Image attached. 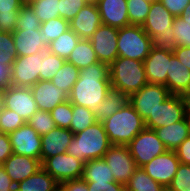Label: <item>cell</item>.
Instances as JSON below:
<instances>
[{"mask_svg": "<svg viewBox=\"0 0 190 191\" xmlns=\"http://www.w3.org/2000/svg\"><path fill=\"white\" fill-rule=\"evenodd\" d=\"M174 18L159 0L152 2L141 27L152 38L153 46L170 50L176 48L175 30L172 27Z\"/></svg>", "mask_w": 190, "mask_h": 191, "instance_id": "cell-5", "label": "cell"}, {"mask_svg": "<svg viewBox=\"0 0 190 191\" xmlns=\"http://www.w3.org/2000/svg\"><path fill=\"white\" fill-rule=\"evenodd\" d=\"M179 165L180 161L175 151L167 150L154 157L142 168L153 180L167 187L171 184Z\"/></svg>", "mask_w": 190, "mask_h": 191, "instance_id": "cell-15", "label": "cell"}, {"mask_svg": "<svg viewBox=\"0 0 190 191\" xmlns=\"http://www.w3.org/2000/svg\"><path fill=\"white\" fill-rule=\"evenodd\" d=\"M187 115L186 96L170 95L165 101L159 103L153 114L144 121L149 129L168 126L181 121Z\"/></svg>", "mask_w": 190, "mask_h": 191, "instance_id": "cell-8", "label": "cell"}, {"mask_svg": "<svg viewBox=\"0 0 190 191\" xmlns=\"http://www.w3.org/2000/svg\"><path fill=\"white\" fill-rule=\"evenodd\" d=\"M66 61L79 70L99 62L89 39H80Z\"/></svg>", "mask_w": 190, "mask_h": 191, "instance_id": "cell-29", "label": "cell"}, {"mask_svg": "<svg viewBox=\"0 0 190 191\" xmlns=\"http://www.w3.org/2000/svg\"><path fill=\"white\" fill-rule=\"evenodd\" d=\"M43 52L17 57L11 66L10 85L31 88L39 81Z\"/></svg>", "mask_w": 190, "mask_h": 191, "instance_id": "cell-9", "label": "cell"}, {"mask_svg": "<svg viewBox=\"0 0 190 191\" xmlns=\"http://www.w3.org/2000/svg\"><path fill=\"white\" fill-rule=\"evenodd\" d=\"M15 187L18 191H59V183L42 167Z\"/></svg>", "mask_w": 190, "mask_h": 191, "instance_id": "cell-27", "label": "cell"}, {"mask_svg": "<svg viewBox=\"0 0 190 191\" xmlns=\"http://www.w3.org/2000/svg\"><path fill=\"white\" fill-rule=\"evenodd\" d=\"M162 188L143 168H137L125 184V191H162Z\"/></svg>", "mask_w": 190, "mask_h": 191, "instance_id": "cell-31", "label": "cell"}, {"mask_svg": "<svg viewBox=\"0 0 190 191\" xmlns=\"http://www.w3.org/2000/svg\"><path fill=\"white\" fill-rule=\"evenodd\" d=\"M17 58V50L12 33L0 32V64L11 68Z\"/></svg>", "mask_w": 190, "mask_h": 191, "instance_id": "cell-38", "label": "cell"}, {"mask_svg": "<svg viewBox=\"0 0 190 191\" xmlns=\"http://www.w3.org/2000/svg\"><path fill=\"white\" fill-rule=\"evenodd\" d=\"M86 5L84 0H59V16L70 23Z\"/></svg>", "mask_w": 190, "mask_h": 191, "instance_id": "cell-45", "label": "cell"}, {"mask_svg": "<svg viewBox=\"0 0 190 191\" xmlns=\"http://www.w3.org/2000/svg\"><path fill=\"white\" fill-rule=\"evenodd\" d=\"M3 89L0 88V108L2 107Z\"/></svg>", "mask_w": 190, "mask_h": 191, "instance_id": "cell-60", "label": "cell"}, {"mask_svg": "<svg viewBox=\"0 0 190 191\" xmlns=\"http://www.w3.org/2000/svg\"><path fill=\"white\" fill-rule=\"evenodd\" d=\"M127 147L138 168H142L154 157L167 151L156 132L146 127L133 138Z\"/></svg>", "mask_w": 190, "mask_h": 191, "instance_id": "cell-7", "label": "cell"}, {"mask_svg": "<svg viewBox=\"0 0 190 191\" xmlns=\"http://www.w3.org/2000/svg\"><path fill=\"white\" fill-rule=\"evenodd\" d=\"M29 125L40 135L48 133L56 127L50 112L37 110L27 121Z\"/></svg>", "mask_w": 190, "mask_h": 191, "instance_id": "cell-40", "label": "cell"}, {"mask_svg": "<svg viewBox=\"0 0 190 191\" xmlns=\"http://www.w3.org/2000/svg\"><path fill=\"white\" fill-rule=\"evenodd\" d=\"M180 17L185 22L190 23V3L184 8V10H183L182 14L180 15Z\"/></svg>", "mask_w": 190, "mask_h": 191, "instance_id": "cell-56", "label": "cell"}, {"mask_svg": "<svg viewBox=\"0 0 190 191\" xmlns=\"http://www.w3.org/2000/svg\"><path fill=\"white\" fill-rule=\"evenodd\" d=\"M186 101H187V116L190 119V95L186 96Z\"/></svg>", "mask_w": 190, "mask_h": 191, "instance_id": "cell-57", "label": "cell"}, {"mask_svg": "<svg viewBox=\"0 0 190 191\" xmlns=\"http://www.w3.org/2000/svg\"><path fill=\"white\" fill-rule=\"evenodd\" d=\"M73 132L70 129L55 127L48 133L41 136V164L50 157L57 154L66 153L68 145L73 138Z\"/></svg>", "mask_w": 190, "mask_h": 191, "instance_id": "cell-18", "label": "cell"}, {"mask_svg": "<svg viewBox=\"0 0 190 191\" xmlns=\"http://www.w3.org/2000/svg\"><path fill=\"white\" fill-rule=\"evenodd\" d=\"M84 162L67 152L47 158L41 167L59 184L67 180L80 179L83 174Z\"/></svg>", "mask_w": 190, "mask_h": 191, "instance_id": "cell-11", "label": "cell"}, {"mask_svg": "<svg viewBox=\"0 0 190 191\" xmlns=\"http://www.w3.org/2000/svg\"><path fill=\"white\" fill-rule=\"evenodd\" d=\"M81 38L70 28L48 45V51L67 60Z\"/></svg>", "mask_w": 190, "mask_h": 191, "instance_id": "cell-30", "label": "cell"}, {"mask_svg": "<svg viewBox=\"0 0 190 191\" xmlns=\"http://www.w3.org/2000/svg\"><path fill=\"white\" fill-rule=\"evenodd\" d=\"M110 88L109 65L97 62L80 69L79 78L73 85L68 100L71 104L95 111Z\"/></svg>", "mask_w": 190, "mask_h": 191, "instance_id": "cell-1", "label": "cell"}, {"mask_svg": "<svg viewBox=\"0 0 190 191\" xmlns=\"http://www.w3.org/2000/svg\"><path fill=\"white\" fill-rule=\"evenodd\" d=\"M25 123L24 119L15 111L0 108V133L10 134Z\"/></svg>", "mask_w": 190, "mask_h": 191, "instance_id": "cell-39", "label": "cell"}, {"mask_svg": "<svg viewBox=\"0 0 190 191\" xmlns=\"http://www.w3.org/2000/svg\"><path fill=\"white\" fill-rule=\"evenodd\" d=\"M110 146L103 123L97 121L84 131L74 134L66 152L85 163L103 158Z\"/></svg>", "mask_w": 190, "mask_h": 191, "instance_id": "cell-2", "label": "cell"}, {"mask_svg": "<svg viewBox=\"0 0 190 191\" xmlns=\"http://www.w3.org/2000/svg\"><path fill=\"white\" fill-rule=\"evenodd\" d=\"M56 127L69 129L72 119V104L69 100L55 106L50 112Z\"/></svg>", "mask_w": 190, "mask_h": 191, "instance_id": "cell-41", "label": "cell"}, {"mask_svg": "<svg viewBox=\"0 0 190 191\" xmlns=\"http://www.w3.org/2000/svg\"><path fill=\"white\" fill-rule=\"evenodd\" d=\"M158 138L165 145L167 150L175 149L190 135V119L186 115L181 121L168 126L155 128Z\"/></svg>", "mask_w": 190, "mask_h": 191, "instance_id": "cell-25", "label": "cell"}, {"mask_svg": "<svg viewBox=\"0 0 190 191\" xmlns=\"http://www.w3.org/2000/svg\"><path fill=\"white\" fill-rule=\"evenodd\" d=\"M118 57L144 61L153 47L152 38L139 25H128L118 30Z\"/></svg>", "mask_w": 190, "mask_h": 191, "instance_id": "cell-6", "label": "cell"}, {"mask_svg": "<svg viewBox=\"0 0 190 191\" xmlns=\"http://www.w3.org/2000/svg\"><path fill=\"white\" fill-rule=\"evenodd\" d=\"M111 87L128 97L148 84L143 61L117 57L109 65Z\"/></svg>", "mask_w": 190, "mask_h": 191, "instance_id": "cell-4", "label": "cell"}, {"mask_svg": "<svg viewBox=\"0 0 190 191\" xmlns=\"http://www.w3.org/2000/svg\"><path fill=\"white\" fill-rule=\"evenodd\" d=\"M31 91L38 110L51 112L55 106L68 100V95L52 81L39 80L31 87Z\"/></svg>", "mask_w": 190, "mask_h": 191, "instance_id": "cell-19", "label": "cell"}, {"mask_svg": "<svg viewBox=\"0 0 190 191\" xmlns=\"http://www.w3.org/2000/svg\"><path fill=\"white\" fill-rule=\"evenodd\" d=\"M149 0H127V12L130 25L142 26L150 11Z\"/></svg>", "mask_w": 190, "mask_h": 191, "instance_id": "cell-35", "label": "cell"}, {"mask_svg": "<svg viewBox=\"0 0 190 191\" xmlns=\"http://www.w3.org/2000/svg\"><path fill=\"white\" fill-rule=\"evenodd\" d=\"M15 186L2 164H0V191H14Z\"/></svg>", "mask_w": 190, "mask_h": 191, "instance_id": "cell-54", "label": "cell"}, {"mask_svg": "<svg viewBox=\"0 0 190 191\" xmlns=\"http://www.w3.org/2000/svg\"><path fill=\"white\" fill-rule=\"evenodd\" d=\"M19 11L0 13V32L12 33L16 30V21Z\"/></svg>", "mask_w": 190, "mask_h": 191, "instance_id": "cell-46", "label": "cell"}, {"mask_svg": "<svg viewBox=\"0 0 190 191\" xmlns=\"http://www.w3.org/2000/svg\"><path fill=\"white\" fill-rule=\"evenodd\" d=\"M103 159L110 166L115 182L126 184L138 168L127 145H111Z\"/></svg>", "mask_w": 190, "mask_h": 191, "instance_id": "cell-12", "label": "cell"}, {"mask_svg": "<svg viewBox=\"0 0 190 191\" xmlns=\"http://www.w3.org/2000/svg\"><path fill=\"white\" fill-rule=\"evenodd\" d=\"M17 57H24L48 50L40 29L15 30L12 32Z\"/></svg>", "mask_w": 190, "mask_h": 191, "instance_id": "cell-24", "label": "cell"}, {"mask_svg": "<svg viewBox=\"0 0 190 191\" xmlns=\"http://www.w3.org/2000/svg\"><path fill=\"white\" fill-rule=\"evenodd\" d=\"M72 114L73 116L69 129L73 134L84 131L86 128L97 122L94 111H91L84 106L72 104Z\"/></svg>", "mask_w": 190, "mask_h": 191, "instance_id": "cell-33", "label": "cell"}, {"mask_svg": "<svg viewBox=\"0 0 190 191\" xmlns=\"http://www.w3.org/2000/svg\"><path fill=\"white\" fill-rule=\"evenodd\" d=\"M86 4L97 5L100 0H84Z\"/></svg>", "mask_w": 190, "mask_h": 191, "instance_id": "cell-58", "label": "cell"}, {"mask_svg": "<svg viewBox=\"0 0 190 191\" xmlns=\"http://www.w3.org/2000/svg\"><path fill=\"white\" fill-rule=\"evenodd\" d=\"M29 6L41 23L60 17L59 0H37Z\"/></svg>", "mask_w": 190, "mask_h": 191, "instance_id": "cell-36", "label": "cell"}, {"mask_svg": "<svg viewBox=\"0 0 190 191\" xmlns=\"http://www.w3.org/2000/svg\"><path fill=\"white\" fill-rule=\"evenodd\" d=\"M162 5L174 16H180L190 0H159Z\"/></svg>", "mask_w": 190, "mask_h": 191, "instance_id": "cell-48", "label": "cell"}, {"mask_svg": "<svg viewBox=\"0 0 190 191\" xmlns=\"http://www.w3.org/2000/svg\"><path fill=\"white\" fill-rule=\"evenodd\" d=\"M59 191H89L87 182L80 179L67 180L59 184Z\"/></svg>", "mask_w": 190, "mask_h": 191, "instance_id": "cell-49", "label": "cell"}, {"mask_svg": "<svg viewBox=\"0 0 190 191\" xmlns=\"http://www.w3.org/2000/svg\"><path fill=\"white\" fill-rule=\"evenodd\" d=\"M81 178L86 182H115L110 166L103 158L86 161Z\"/></svg>", "mask_w": 190, "mask_h": 191, "instance_id": "cell-28", "label": "cell"}, {"mask_svg": "<svg viewBox=\"0 0 190 191\" xmlns=\"http://www.w3.org/2000/svg\"><path fill=\"white\" fill-rule=\"evenodd\" d=\"M89 191H125V185L119 182H87Z\"/></svg>", "mask_w": 190, "mask_h": 191, "instance_id": "cell-47", "label": "cell"}, {"mask_svg": "<svg viewBox=\"0 0 190 191\" xmlns=\"http://www.w3.org/2000/svg\"><path fill=\"white\" fill-rule=\"evenodd\" d=\"M170 95L172 94L165 85L146 84L129 96V103L145 121L150 114L154 113L159 103L165 101Z\"/></svg>", "mask_w": 190, "mask_h": 191, "instance_id": "cell-10", "label": "cell"}, {"mask_svg": "<svg viewBox=\"0 0 190 191\" xmlns=\"http://www.w3.org/2000/svg\"><path fill=\"white\" fill-rule=\"evenodd\" d=\"M41 22L38 20L29 5H23L20 8L16 21V30L40 29Z\"/></svg>", "mask_w": 190, "mask_h": 191, "instance_id": "cell-42", "label": "cell"}, {"mask_svg": "<svg viewBox=\"0 0 190 191\" xmlns=\"http://www.w3.org/2000/svg\"><path fill=\"white\" fill-rule=\"evenodd\" d=\"M174 36L177 46L190 47V23L182 20L180 16H176L173 20Z\"/></svg>", "mask_w": 190, "mask_h": 191, "instance_id": "cell-43", "label": "cell"}, {"mask_svg": "<svg viewBox=\"0 0 190 191\" xmlns=\"http://www.w3.org/2000/svg\"><path fill=\"white\" fill-rule=\"evenodd\" d=\"M181 164L190 165V135L175 149Z\"/></svg>", "mask_w": 190, "mask_h": 191, "instance_id": "cell-50", "label": "cell"}, {"mask_svg": "<svg viewBox=\"0 0 190 191\" xmlns=\"http://www.w3.org/2000/svg\"><path fill=\"white\" fill-rule=\"evenodd\" d=\"M11 68L0 64V88L4 89L10 85Z\"/></svg>", "mask_w": 190, "mask_h": 191, "instance_id": "cell-55", "label": "cell"}, {"mask_svg": "<svg viewBox=\"0 0 190 191\" xmlns=\"http://www.w3.org/2000/svg\"><path fill=\"white\" fill-rule=\"evenodd\" d=\"M118 30L119 28L101 24L90 37L99 62L110 65L118 57Z\"/></svg>", "mask_w": 190, "mask_h": 191, "instance_id": "cell-14", "label": "cell"}, {"mask_svg": "<svg viewBox=\"0 0 190 191\" xmlns=\"http://www.w3.org/2000/svg\"><path fill=\"white\" fill-rule=\"evenodd\" d=\"M101 24V16L97 5L89 4L81 8L69 23L70 29L81 39H90Z\"/></svg>", "mask_w": 190, "mask_h": 191, "instance_id": "cell-21", "label": "cell"}, {"mask_svg": "<svg viewBox=\"0 0 190 191\" xmlns=\"http://www.w3.org/2000/svg\"><path fill=\"white\" fill-rule=\"evenodd\" d=\"M79 72L80 70L77 67L65 61L51 81L56 87L63 90L69 96L73 85L79 78Z\"/></svg>", "mask_w": 190, "mask_h": 191, "instance_id": "cell-32", "label": "cell"}, {"mask_svg": "<svg viewBox=\"0 0 190 191\" xmlns=\"http://www.w3.org/2000/svg\"><path fill=\"white\" fill-rule=\"evenodd\" d=\"M35 1H37V0H22L24 5H30V4H32Z\"/></svg>", "mask_w": 190, "mask_h": 191, "instance_id": "cell-59", "label": "cell"}, {"mask_svg": "<svg viewBox=\"0 0 190 191\" xmlns=\"http://www.w3.org/2000/svg\"><path fill=\"white\" fill-rule=\"evenodd\" d=\"M165 86L171 94L190 95V70L179 62L173 50H171L169 73H167V84Z\"/></svg>", "mask_w": 190, "mask_h": 191, "instance_id": "cell-22", "label": "cell"}, {"mask_svg": "<svg viewBox=\"0 0 190 191\" xmlns=\"http://www.w3.org/2000/svg\"><path fill=\"white\" fill-rule=\"evenodd\" d=\"M9 135L13 153L40 160L41 136L27 122Z\"/></svg>", "mask_w": 190, "mask_h": 191, "instance_id": "cell-16", "label": "cell"}, {"mask_svg": "<svg viewBox=\"0 0 190 191\" xmlns=\"http://www.w3.org/2000/svg\"><path fill=\"white\" fill-rule=\"evenodd\" d=\"M12 153L13 149L9 135L0 133V164H3Z\"/></svg>", "mask_w": 190, "mask_h": 191, "instance_id": "cell-51", "label": "cell"}, {"mask_svg": "<svg viewBox=\"0 0 190 191\" xmlns=\"http://www.w3.org/2000/svg\"><path fill=\"white\" fill-rule=\"evenodd\" d=\"M129 102V97L121 90L110 88L103 102L96 107L95 118L97 121H103L109 118L112 114L120 110Z\"/></svg>", "mask_w": 190, "mask_h": 191, "instance_id": "cell-26", "label": "cell"}, {"mask_svg": "<svg viewBox=\"0 0 190 191\" xmlns=\"http://www.w3.org/2000/svg\"><path fill=\"white\" fill-rule=\"evenodd\" d=\"M2 166L12 182L17 185L34 175L41 168V162L37 158L12 153Z\"/></svg>", "mask_w": 190, "mask_h": 191, "instance_id": "cell-20", "label": "cell"}, {"mask_svg": "<svg viewBox=\"0 0 190 191\" xmlns=\"http://www.w3.org/2000/svg\"><path fill=\"white\" fill-rule=\"evenodd\" d=\"M65 61V59L50 53L48 50L44 51L39 80L51 81L55 74H57L59 69L63 66Z\"/></svg>", "mask_w": 190, "mask_h": 191, "instance_id": "cell-37", "label": "cell"}, {"mask_svg": "<svg viewBox=\"0 0 190 191\" xmlns=\"http://www.w3.org/2000/svg\"><path fill=\"white\" fill-rule=\"evenodd\" d=\"M2 107L15 111L25 122L38 110L31 88L13 85L3 89Z\"/></svg>", "mask_w": 190, "mask_h": 191, "instance_id": "cell-13", "label": "cell"}, {"mask_svg": "<svg viewBox=\"0 0 190 191\" xmlns=\"http://www.w3.org/2000/svg\"><path fill=\"white\" fill-rule=\"evenodd\" d=\"M169 187L174 191H190V165H179Z\"/></svg>", "mask_w": 190, "mask_h": 191, "instance_id": "cell-44", "label": "cell"}, {"mask_svg": "<svg viewBox=\"0 0 190 191\" xmlns=\"http://www.w3.org/2000/svg\"><path fill=\"white\" fill-rule=\"evenodd\" d=\"M162 191H174V190H172L169 186H167V187H163Z\"/></svg>", "mask_w": 190, "mask_h": 191, "instance_id": "cell-61", "label": "cell"}, {"mask_svg": "<svg viewBox=\"0 0 190 191\" xmlns=\"http://www.w3.org/2000/svg\"><path fill=\"white\" fill-rule=\"evenodd\" d=\"M97 8L102 24L116 28H123L130 25L127 0H100Z\"/></svg>", "mask_w": 190, "mask_h": 191, "instance_id": "cell-23", "label": "cell"}, {"mask_svg": "<svg viewBox=\"0 0 190 191\" xmlns=\"http://www.w3.org/2000/svg\"><path fill=\"white\" fill-rule=\"evenodd\" d=\"M174 55L178 58L179 62L185 65L190 70V47L177 46L173 50Z\"/></svg>", "mask_w": 190, "mask_h": 191, "instance_id": "cell-53", "label": "cell"}, {"mask_svg": "<svg viewBox=\"0 0 190 191\" xmlns=\"http://www.w3.org/2000/svg\"><path fill=\"white\" fill-rule=\"evenodd\" d=\"M102 123L111 145H128L145 128L143 118L129 102Z\"/></svg>", "mask_w": 190, "mask_h": 191, "instance_id": "cell-3", "label": "cell"}, {"mask_svg": "<svg viewBox=\"0 0 190 191\" xmlns=\"http://www.w3.org/2000/svg\"><path fill=\"white\" fill-rule=\"evenodd\" d=\"M70 28L69 22L61 17L50 19L49 21L41 23V36L43 41L48 46L56 38Z\"/></svg>", "mask_w": 190, "mask_h": 191, "instance_id": "cell-34", "label": "cell"}, {"mask_svg": "<svg viewBox=\"0 0 190 191\" xmlns=\"http://www.w3.org/2000/svg\"><path fill=\"white\" fill-rule=\"evenodd\" d=\"M22 0H0V13H13L20 11L23 6Z\"/></svg>", "mask_w": 190, "mask_h": 191, "instance_id": "cell-52", "label": "cell"}, {"mask_svg": "<svg viewBox=\"0 0 190 191\" xmlns=\"http://www.w3.org/2000/svg\"><path fill=\"white\" fill-rule=\"evenodd\" d=\"M171 50L153 46L143 61L148 84H167Z\"/></svg>", "mask_w": 190, "mask_h": 191, "instance_id": "cell-17", "label": "cell"}]
</instances>
